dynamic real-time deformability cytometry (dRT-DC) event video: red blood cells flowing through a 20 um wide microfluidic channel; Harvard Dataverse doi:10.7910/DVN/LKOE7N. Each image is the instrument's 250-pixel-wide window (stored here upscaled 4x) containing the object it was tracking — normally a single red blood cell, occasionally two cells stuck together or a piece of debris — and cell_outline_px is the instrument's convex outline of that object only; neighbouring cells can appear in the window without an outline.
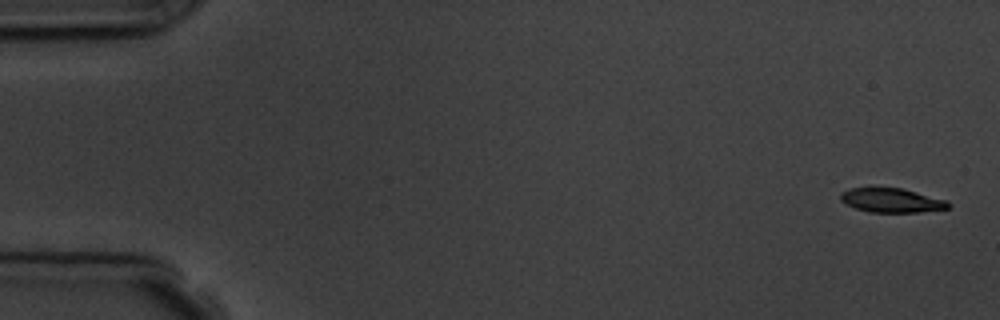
{"species": "common noctule bat (a hibernating species)", "species_latin": "Nyctalus noctula", "temperature_condition": "room temperature", "stored_images_in_passage": 9, "camera_frame_rate_fps": 3000, "um_per_image_px": 0.085, "animal": {"sex": "male", "body_mass_g": 19.5, "forearm_length_mm": 54.6}, "frame": {"image": 1, "passage_image": 1, "time_ms": 0.0, "image_size_px": [1000, 320], "cell_outline_px": [[952, 204], [948, 208], [920, 212], [868, 212], [856, 208], [840, 200], [840, 192], [848, 188], [904, 188], [948, 200]], "centroid_in_image_um": [75.82, 17.02], "position_along_channel_um": 9.2, "area_um2": 15.32}}
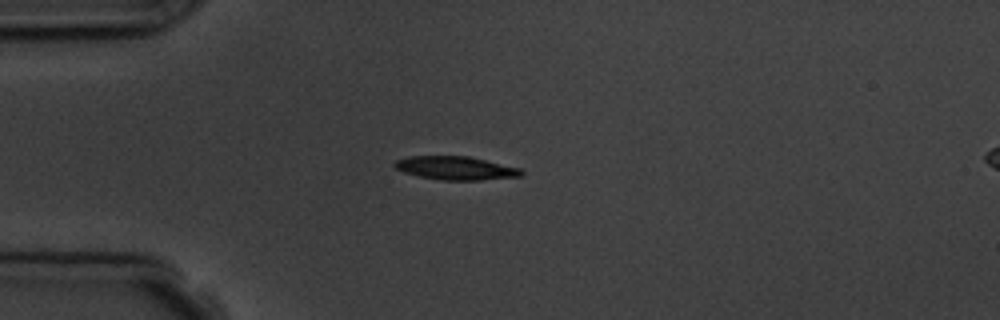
{"frame": {"image": 2, "passage_image": 4, "time_ms": 4.333, "image_size_px": [1000, 320], "cell_outline_px": [[524, 172], [520, 176], [480, 180], [440, 180], [420, 176], [404, 172], [396, 168], [392, 164], [396, 160], [408, 156], [468, 156], [524, 168]], "centroid_in_image_um": [38.77, 14.28], "position_along_channel_um": 46.2, "area_um2": 17.4}}
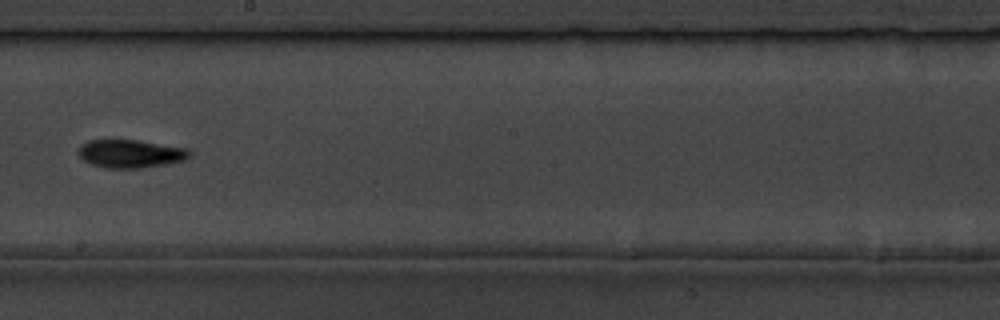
{"frame": {"image": 3, "passage_image": 9, "time_ms": 10.0, "image_size_px": [1000, 320], "cell_outline_px": [[192, 156], [184, 160], [164, 164], [140, 168], [104, 168], [88, 164], [80, 156], [80, 144], [88, 140], [136, 140], [188, 148], [192, 152]], "centroid_in_image_um": [11.1, 13.07], "position_along_channel_um": 237.1, "area_um2": 18.26}}